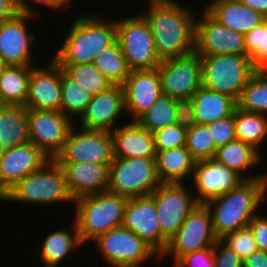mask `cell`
<instances>
[{
	"label": "cell",
	"instance_id": "cell-1",
	"mask_svg": "<svg viewBox=\"0 0 267 267\" xmlns=\"http://www.w3.org/2000/svg\"><path fill=\"white\" fill-rule=\"evenodd\" d=\"M147 20L157 56L163 60L194 52L197 14L177 0H149Z\"/></svg>",
	"mask_w": 267,
	"mask_h": 267
},
{
	"label": "cell",
	"instance_id": "cell-2",
	"mask_svg": "<svg viewBox=\"0 0 267 267\" xmlns=\"http://www.w3.org/2000/svg\"><path fill=\"white\" fill-rule=\"evenodd\" d=\"M267 199V178L244 180L231 191L205 203L208 207L215 236L220 239L225 234L248 226L257 216L256 210Z\"/></svg>",
	"mask_w": 267,
	"mask_h": 267
},
{
	"label": "cell",
	"instance_id": "cell-3",
	"mask_svg": "<svg viewBox=\"0 0 267 267\" xmlns=\"http://www.w3.org/2000/svg\"><path fill=\"white\" fill-rule=\"evenodd\" d=\"M99 17L92 14L78 17L51 59L58 65L93 63L101 50L117 40L116 20Z\"/></svg>",
	"mask_w": 267,
	"mask_h": 267
},
{
	"label": "cell",
	"instance_id": "cell-4",
	"mask_svg": "<svg viewBox=\"0 0 267 267\" xmlns=\"http://www.w3.org/2000/svg\"><path fill=\"white\" fill-rule=\"evenodd\" d=\"M127 200L109 190L75 199V222L82 244L93 242L110 229L122 227Z\"/></svg>",
	"mask_w": 267,
	"mask_h": 267
},
{
	"label": "cell",
	"instance_id": "cell-5",
	"mask_svg": "<svg viewBox=\"0 0 267 267\" xmlns=\"http://www.w3.org/2000/svg\"><path fill=\"white\" fill-rule=\"evenodd\" d=\"M2 200L41 205L74 202L67 189L62 168L54 159L19 180L0 198Z\"/></svg>",
	"mask_w": 267,
	"mask_h": 267
},
{
	"label": "cell",
	"instance_id": "cell-6",
	"mask_svg": "<svg viewBox=\"0 0 267 267\" xmlns=\"http://www.w3.org/2000/svg\"><path fill=\"white\" fill-rule=\"evenodd\" d=\"M202 86L238 101L243 88L256 71L247 54L200 56Z\"/></svg>",
	"mask_w": 267,
	"mask_h": 267
},
{
	"label": "cell",
	"instance_id": "cell-7",
	"mask_svg": "<svg viewBox=\"0 0 267 267\" xmlns=\"http://www.w3.org/2000/svg\"><path fill=\"white\" fill-rule=\"evenodd\" d=\"M155 159L113 157L108 190L127 199L150 195L161 184Z\"/></svg>",
	"mask_w": 267,
	"mask_h": 267
},
{
	"label": "cell",
	"instance_id": "cell-8",
	"mask_svg": "<svg viewBox=\"0 0 267 267\" xmlns=\"http://www.w3.org/2000/svg\"><path fill=\"white\" fill-rule=\"evenodd\" d=\"M117 42L131 70L155 69L161 62L150 26L143 15L116 19Z\"/></svg>",
	"mask_w": 267,
	"mask_h": 267
},
{
	"label": "cell",
	"instance_id": "cell-9",
	"mask_svg": "<svg viewBox=\"0 0 267 267\" xmlns=\"http://www.w3.org/2000/svg\"><path fill=\"white\" fill-rule=\"evenodd\" d=\"M217 240L213 231L211 213L205 204H199L187 215L178 231L168 240L160 258L173 254L175 265L188 253L213 248Z\"/></svg>",
	"mask_w": 267,
	"mask_h": 267
},
{
	"label": "cell",
	"instance_id": "cell-10",
	"mask_svg": "<svg viewBox=\"0 0 267 267\" xmlns=\"http://www.w3.org/2000/svg\"><path fill=\"white\" fill-rule=\"evenodd\" d=\"M150 196L154 200L162 232V252L187 215L199 203L183 183H161Z\"/></svg>",
	"mask_w": 267,
	"mask_h": 267
},
{
	"label": "cell",
	"instance_id": "cell-11",
	"mask_svg": "<svg viewBox=\"0 0 267 267\" xmlns=\"http://www.w3.org/2000/svg\"><path fill=\"white\" fill-rule=\"evenodd\" d=\"M94 242L112 267H140L148 259L160 257L149 244L124 227L110 229Z\"/></svg>",
	"mask_w": 267,
	"mask_h": 267
},
{
	"label": "cell",
	"instance_id": "cell-12",
	"mask_svg": "<svg viewBox=\"0 0 267 267\" xmlns=\"http://www.w3.org/2000/svg\"><path fill=\"white\" fill-rule=\"evenodd\" d=\"M162 95L173 99L192 98L202 86L201 58L191 54L161 60L157 67Z\"/></svg>",
	"mask_w": 267,
	"mask_h": 267
},
{
	"label": "cell",
	"instance_id": "cell-13",
	"mask_svg": "<svg viewBox=\"0 0 267 267\" xmlns=\"http://www.w3.org/2000/svg\"><path fill=\"white\" fill-rule=\"evenodd\" d=\"M75 125L69 132L62 150L55 156L56 162H91L111 164L113 140L110 131L86 130L75 132Z\"/></svg>",
	"mask_w": 267,
	"mask_h": 267
},
{
	"label": "cell",
	"instance_id": "cell-14",
	"mask_svg": "<svg viewBox=\"0 0 267 267\" xmlns=\"http://www.w3.org/2000/svg\"><path fill=\"white\" fill-rule=\"evenodd\" d=\"M29 141L54 159L62 150L74 120L56 110L27 109ZM73 121V122H72Z\"/></svg>",
	"mask_w": 267,
	"mask_h": 267
},
{
	"label": "cell",
	"instance_id": "cell-15",
	"mask_svg": "<svg viewBox=\"0 0 267 267\" xmlns=\"http://www.w3.org/2000/svg\"><path fill=\"white\" fill-rule=\"evenodd\" d=\"M195 21V49L199 56L245 54L244 35L216 21L205 9Z\"/></svg>",
	"mask_w": 267,
	"mask_h": 267
},
{
	"label": "cell",
	"instance_id": "cell-16",
	"mask_svg": "<svg viewBox=\"0 0 267 267\" xmlns=\"http://www.w3.org/2000/svg\"><path fill=\"white\" fill-rule=\"evenodd\" d=\"M192 176L198 194L194 196L199 204L231 191L244 181L238 173L214 158L196 161Z\"/></svg>",
	"mask_w": 267,
	"mask_h": 267
},
{
	"label": "cell",
	"instance_id": "cell-17",
	"mask_svg": "<svg viewBox=\"0 0 267 267\" xmlns=\"http://www.w3.org/2000/svg\"><path fill=\"white\" fill-rule=\"evenodd\" d=\"M31 17L34 16L18 13L0 22V55L8 65L33 66L31 46L36 37L26 24Z\"/></svg>",
	"mask_w": 267,
	"mask_h": 267
},
{
	"label": "cell",
	"instance_id": "cell-18",
	"mask_svg": "<svg viewBox=\"0 0 267 267\" xmlns=\"http://www.w3.org/2000/svg\"><path fill=\"white\" fill-rule=\"evenodd\" d=\"M125 112L122 85L112 84L92 97L83 114L79 117L80 128L112 132L116 121Z\"/></svg>",
	"mask_w": 267,
	"mask_h": 267
},
{
	"label": "cell",
	"instance_id": "cell-19",
	"mask_svg": "<svg viewBox=\"0 0 267 267\" xmlns=\"http://www.w3.org/2000/svg\"><path fill=\"white\" fill-rule=\"evenodd\" d=\"M50 159L30 141L7 148L0 159V198L19 180L40 169Z\"/></svg>",
	"mask_w": 267,
	"mask_h": 267
},
{
	"label": "cell",
	"instance_id": "cell-20",
	"mask_svg": "<svg viewBox=\"0 0 267 267\" xmlns=\"http://www.w3.org/2000/svg\"><path fill=\"white\" fill-rule=\"evenodd\" d=\"M122 227L133 231L161 255L162 232L154 200L150 195L127 200Z\"/></svg>",
	"mask_w": 267,
	"mask_h": 267
},
{
	"label": "cell",
	"instance_id": "cell-21",
	"mask_svg": "<svg viewBox=\"0 0 267 267\" xmlns=\"http://www.w3.org/2000/svg\"><path fill=\"white\" fill-rule=\"evenodd\" d=\"M61 67L52 59L46 67H33L24 104L27 109L60 111Z\"/></svg>",
	"mask_w": 267,
	"mask_h": 267
},
{
	"label": "cell",
	"instance_id": "cell-22",
	"mask_svg": "<svg viewBox=\"0 0 267 267\" xmlns=\"http://www.w3.org/2000/svg\"><path fill=\"white\" fill-rule=\"evenodd\" d=\"M122 87L126 113H130L134 121L162 95L157 68L131 70Z\"/></svg>",
	"mask_w": 267,
	"mask_h": 267
},
{
	"label": "cell",
	"instance_id": "cell-23",
	"mask_svg": "<svg viewBox=\"0 0 267 267\" xmlns=\"http://www.w3.org/2000/svg\"><path fill=\"white\" fill-rule=\"evenodd\" d=\"M64 173L71 197H78L108 190L110 164L91 162H57Z\"/></svg>",
	"mask_w": 267,
	"mask_h": 267
},
{
	"label": "cell",
	"instance_id": "cell-24",
	"mask_svg": "<svg viewBox=\"0 0 267 267\" xmlns=\"http://www.w3.org/2000/svg\"><path fill=\"white\" fill-rule=\"evenodd\" d=\"M113 154L120 158H156L153 133L136 121L116 127L112 132Z\"/></svg>",
	"mask_w": 267,
	"mask_h": 267
},
{
	"label": "cell",
	"instance_id": "cell-25",
	"mask_svg": "<svg viewBox=\"0 0 267 267\" xmlns=\"http://www.w3.org/2000/svg\"><path fill=\"white\" fill-rule=\"evenodd\" d=\"M204 9L220 24L243 35L266 19L238 0H213Z\"/></svg>",
	"mask_w": 267,
	"mask_h": 267
},
{
	"label": "cell",
	"instance_id": "cell-26",
	"mask_svg": "<svg viewBox=\"0 0 267 267\" xmlns=\"http://www.w3.org/2000/svg\"><path fill=\"white\" fill-rule=\"evenodd\" d=\"M198 124H209L233 115L237 101L229 95L201 86L192 97Z\"/></svg>",
	"mask_w": 267,
	"mask_h": 267
},
{
	"label": "cell",
	"instance_id": "cell-27",
	"mask_svg": "<svg viewBox=\"0 0 267 267\" xmlns=\"http://www.w3.org/2000/svg\"><path fill=\"white\" fill-rule=\"evenodd\" d=\"M252 145L243 142L241 140L235 139L228 142L227 144L217 148L214 159L227 166L231 170L238 173L244 180H250L255 178H267V174H259L257 177L255 175L243 177L244 171L250 167H256L259 164L262 156Z\"/></svg>",
	"mask_w": 267,
	"mask_h": 267
},
{
	"label": "cell",
	"instance_id": "cell-28",
	"mask_svg": "<svg viewBox=\"0 0 267 267\" xmlns=\"http://www.w3.org/2000/svg\"><path fill=\"white\" fill-rule=\"evenodd\" d=\"M156 171L161 183H184L193 175L196 160L185 146L156 153Z\"/></svg>",
	"mask_w": 267,
	"mask_h": 267
},
{
	"label": "cell",
	"instance_id": "cell-29",
	"mask_svg": "<svg viewBox=\"0 0 267 267\" xmlns=\"http://www.w3.org/2000/svg\"><path fill=\"white\" fill-rule=\"evenodd\" d=\"M74 230L72 232L67 228H62L51 232L43 239L40 247L39 260L43 263V266H58L65 260L68 254L74 250V247L83 245L79 233L77 224L74 220ZM73 234V235H71Z\"/></svg>",
	"mask_w": 267,
	"mask_h": 267
},
{
	"label": "cell",
	"instance_id": "cell-30",
	"mask_svg": "<svg viewBox=\"0 0 267 267\" xmlns=\"http://www.w3.org/2000/svg\"><path fill=\"white\" fill-rule=\"evenodd\" d=\"M0 142L6 148L29 142L27 108L4 105L0 109Z\"/></svg>",
	"mask_w": 267,
	"mask_h": 267
},
{
	"label": "cell",
	"instance_id": "cell-31",
	"mask_svg": "<svg viewBox=\"0 0 267 267\" xmlns=\"http://www.w3.org/2000/svg\"><path fill=\"white\" fill-rule=\"evenodd\" d=\"M33 67L9 65L0 74V100L3 105L24 106Z\"/></svg>",
	"mask_w": 267,
	"mask_h": 267
},
{
	"label": "cell",
	"instance_id": "cell-32",
	"mask_svg": "<svg viewBox=\"0 0 267 267\" xmlns=\"http://www.w3.org/2000/svg\"><path fill=\"white\" fill-rule=\"evenodd\" d=\"M236 139L252 145L256 150L267 138V116L246 112L236 107L234 111Z\"/></svg>",
	"mask_w": 267,
	"mask_h": 267
},
{
	"label": "cell",
	"instance_id": "cell-33",
	"mask_svg": "<svg viewBox=\"0 0 267 267\" xmlns=\"http://www.w3.org/2000/svg\"><path fill=\"white\" fill-rule=\"evenodd\" d=\"M93 64L112 84L122 85L131 72L117 40L101 50Z\"/></svg>",
	"mask_w": 267,
	"mask_h": 267
},
{
	"label": "cell",
	"instance_id": "cell-34",
	"mask_svg": "<svg viewBox=\"0 0 267 267\" xmlns=\"http://www.w3.org/2000/svg\"><path fill=\"white\" fill-rule=\"evenodd\" d=\"M237 107L267 116V70H256L251 75L237 101Z\"/></svg>",
	"mask_w": 267,
	"mask_h": 267
},
{
	"label": "cell",
	"instance_id": "cell-35",
	"mask_svg": "<svg viewBox=\"0 0 267 267\" xmlns=\"http://www.w3.org/2000/svg\"><path fill=\"white\" fill-rule=\"evenodd\" d=\"M92 97L93 95L89 91L80 87L77 81L61 68L60 111L63 114L71 119L75 115L79 118L92 100Z\"/></svg>",
	"mask_w": 267,
	"mask_h": 267
},
{
	"label": "cell",
	"instance_id": "cell-36",
	"mask_svg": "<svg viewBox=\"0 0 267 267\" xmlns=\"http://www.w3.org/2000/svg\"><path fill=\"white\" fill-rule=\"evenodd\" d=\"M151 133L176 124L175 99L161 95L156 102L135 120Z\"/></svg>",
	"mask_w": 267,
	"mask_h": 267
},
{
	"label": "cell",
	"instance_id": "cell-37",
	"mask_svg": "<svg viewBox=\"0 0 267 267\" xmlns=\"http://www.w3.org/2000/svg\"><path fill=\"white\" fill-rule=\"evenodd\" d=\"M59 66L93 96L112 85L93 63Z\"/></svg>",
	"mask_w": 267,
	"mask_h": 267
},
{
	"label": "cell",
	"instance_id": "cell-38",
	"mask_svg": "<svg viewBox=\"0 0 267 267\" xmlns=\"http://www.w3.org/2000/svg\"><path fill=\"white\" fill-rule=\"evenodd\" d=\"M185 147L196 160L212 159L217 148L206 124H196L187 129Z\"/></svg>",
	"mask_w": 267,
	"mask_h": 267
},
{
	"label": "cell",
	"instance_id": "cell-39",
	"mask_svg": "<svg viewBox=\"0 0 267 267\" xmlns=\"http://www.w3.org/2000/svg\"><path fill=\"white\" fill-rule=\"evenodd\" d=\"M245 54L255 70H267V18L244 35Z\"/></svg>",
	"mask_w": 267,
	"mask_h": 267
},
{
	"label": "cell",
	"instance_id": "cell-40",
	"mask_svg": "<svg viewBox=\"0 0 267 267\" xmlns=\"http://www.w3.org/2000/svg\"><path fill=\"white\" fill-rule=\"evenodd\" d=\"M220 240L242 260L258 250L254 236L248 226L225 234Z\"/></svg>",
	"mask_w": 267,
	"mask_h": 267
},
{
	"label": "cell",
	"instance_id": "cell-41",
	"mask_svg": "<svg viewBox=\"0 0 267 267\" xmlns=\"http://www.w3.org/2000/svg\"><path fill=\"white\" fill-rule=\"evenodd\" d=\"M187 130L173 124L153 133L155 152L179 148L186 144Z\"/></svg>",
	"mask_w": 267,
	"mask_h": 267
},
{
	"label": "cell",
	"instance_id": "cell-42",
	"mask_svg": "<svg viewBox=\"0 0 267 267\" xmlns=\"http://www.w3.org/2000/svg\"><path fill=\"white\" fill-rule=\"evenodd\" d=\"M206 125L211 132L216 148L236 139L234 113L231 116Z\"/></svg>",
	"mask_w": 267,
	"mask_h": 267
},
{
	"label": "cell",
	"instance_id": "cell-43",
	"mask_svg": "<svg viewBox=\"0 0 267 267\" xmlns=\"http://www.w3.org/2000/svg\"><path fill=\"white\" fill-rule=\"evenodd\" d=\"M215 267H243V260L220 239L213 246Z\"/></svg>",
	"mask_w": 267,
	"mask_h": 267
},
{
	"label": "cell",
	"instance_id": "cell-44",
	"mask_svg": "<svg viewBox=\"0 0 267 267\" xmlns=\"http://www.w3.org/2000/svg\"><path fill=\"white\" fill-rule=\"evenodd\" d=\"M176 124L190 129L197 124L192 98L175 99Z\"/></svg>",
	"mask_w": 267,
	"mask_h": 267
},
{
	"label": "cell",
	"instance_id": "cell-45",
	"mask_svg": "<svg viewBox=\"0 0 267 267\" xmlns=\"http://www.w3.org/2000/svg\"><path fill=\"white\" fill-rule=\"evenodd\" d=\"M174 267H215L213 248H206L184 255Z\"/></svg>",
	"mask_w": 267,
	"mask_h": 267
},
{
	"label": "cell",
	"instance_id": "cell-46",
	"mask_svg": "<svg viewBox=\"0 0 267 267\" xmlns=\"http://www.w3.org/2000/svg\"><path fill=\"white\" fill-rule=\"evenodd\" d=\"M248 227L254 236L258 250L267 251V217L255 216Z\"/></svg>",
	"mask_w": 267,
	"mask_h": 267
},
{
	"label": "cell",
	"instance_id": "cell-47",
	"mask_svg": "<svg viewBox=\"0 0 267 267\" xmlns=\"http://www.w3.org/2000/svg\"><path fill=\"white\" fill-rule=\"evenodd\" d=\"M32 1H36V3L42 4L43 6H47L51 9L53 8V10L57 9L59 10L65 6L69 7V5H71L70 4L71 0H32ZM16 3L19 13L31 16H38V14H36V10L34 11L32 9L33 7L29 6L30 4H28L25 0H16Z\"/></svg>",
	"mask_w": 267,
	"mask_h": 267
},
{
	"label": "cell",
	"instance_id": "cell-48",
	"mask_svg": "<svg viewBox=\"0 0 267 267\" xmlns=\"http://www.w3.org/2000/svg\"><path fill=\"white\" fill-rule=\"evenodd\" d=\"M243 267H267V251H255L243 260Z\"/></svg>",
	"mask_w": 267,
	"mask_h": 267
},
{
	"label": "cell",
	"instance_id": "cell-49",
	"mask_svg": "<svg viewBox=\"0 0 267 267\" xmlns=\"http://www.w3.org/2000/svg\"><path fill=\"white\" fill-rule=\"evenodd\" d=\"M18 13L16 0H0V22L11 19Z\"/></svg>",
	"mask_w": 267,
	"mask_h": 267
},
{
	"label": "cell",
	"instance_id": "cell-50",
	"mask_svg": "<svg viewBox=\"0 0 267 267\" xmlns=\"http://www.w3.org/2000/svg\"><path fill=\"white\" fill-rule=\"evenodd\" d=\"M248 8L260 12L265 18H267V0H238Z\"/></svg>",
	"mask_w": 267,
	"mask_h": 267
},
{
	"label": "cell",
	"instance_id": "cell-51",
	"mask_svg": "<svg viewBox=\"0 0 267 267\" xmlns=\"http://www.w3.org/2000/svg\"><path fill=\"white\" fill-rule=\"evenodd\" d=\"M9 65L5 62V60L0 55V74L8 67Z\"/></svg>",
	"mask_w": 267,
	"mask_h": 267
},
{
	"label": "cell",
	"instance_id": "cell-52",
	"mask_svg": "<svg viewBox=\"0 0 267 267\" xmlns=\"http://www.w3.org/2000/svg\"><path fill=\"white\" fill-rule=\"evenodd\" d=\"M6 147L0 142V159L4 156Z\"/></svg>",
	"mask_w": 267,
	"mask_h": 267
},
{
	"label": "cell",
	"instance_id": "cell-53",
	"mask_svg": "<svg viewBox=\"0 0 267 267\" xmlns=\"http://www.w3.org/2000/svg\"><path fill=\"white\" fill-rule=\"evenodd\" d=\"M4 105L2 104L1 100H0V109L3 107Z\"/></svg>",
	"mask_w": 267,
	"mask_h": 267
}]
</instances>
